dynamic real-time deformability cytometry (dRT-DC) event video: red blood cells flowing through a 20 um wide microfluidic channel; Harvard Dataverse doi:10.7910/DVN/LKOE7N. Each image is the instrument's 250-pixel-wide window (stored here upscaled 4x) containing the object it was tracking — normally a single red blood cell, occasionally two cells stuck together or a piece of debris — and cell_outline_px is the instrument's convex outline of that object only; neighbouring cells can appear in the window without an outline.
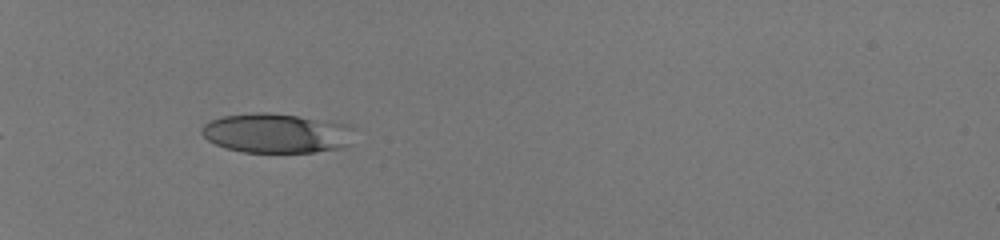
{"species": "human", "species_latin": "Homo sapiens", "temperature_condition": "room temperature", "stored_images_in_passage": 30, "camera_frame_rate_fps": 3000, "um_per_image_px": 0.085, "donor": {"sex": "male"}, "frame": {"image": 1, "passage_image": 1, "time_ms": 0.0, "image_size_px": [1000, 240], "cell_outline_px": [[352, 128], [348, 144], [340, 148], [312, 152], [244, 152], [228, 148], [216, 144], [208, 140], [200, 132], [200, 128], [204, 124], [212, 120], [224, 116], [256, 112], [268, 112], [352, 124]], "centroid_in_image_um": [23.48, 11.31], "position_along_channel_um": 61.5, "area_um2": 34.85}}
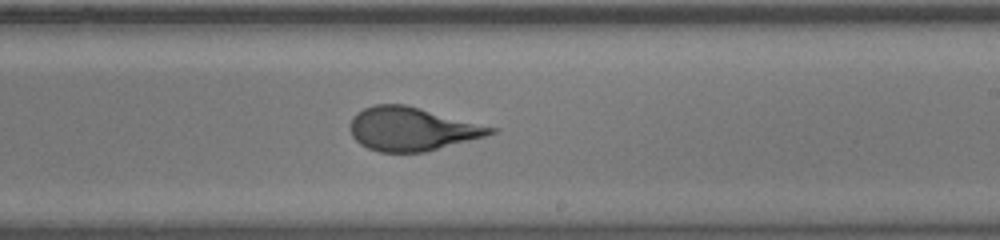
{"frame": {"image": 2, "passage_image": 17, "time_ms": 5.333, "image_size_px": [1000, 240], "cell_outline_px": [[500, 128], [496, 132], [484, 136], [424, 152], [380, 152], [368, 148], [360, 144], [352, 136], [352, 116], [356, 112], [372, 104], [404, 104]], "centroid_in_image_um": [35.02, 10.95], "position_along_channel_um": 254.0, "area_um2": 35.37}}
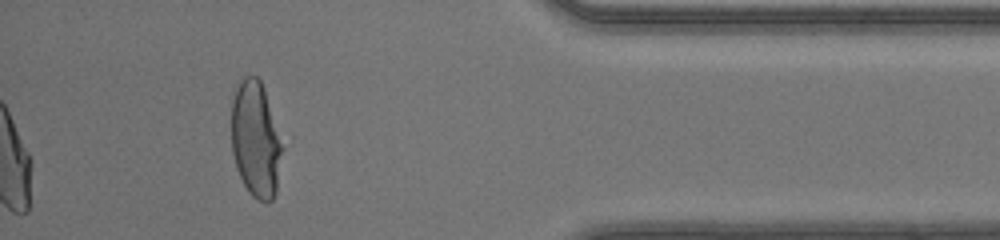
{"frame": {"image": 3, "passage_image": 30, "time_ms": 9.667, "image_size_px": [1000, 240], "cell_outline_px": [[284, 148], [276, 192], [272, 200], [256, 200], [248, 192], [240, 176], [232, 152], [232, 100], [236, 84], [244, 76], [256, 76], [260, 80]], "centroid_in_image_um": [21.73, 11.87], "position_along_channel_um": 413.5, "area_um2": 34.16}, "authors_computed_cell_mechanics": {"area_um2": 35.3736, "velocity_mm_per_s": 4.2082, "shape_relaxation_time_tau1_ms": 4.2671, "shape_relaxation_time_tau2_ms": null, "deformation_change_tau1": 0.2123, "deformation_change_tau2": null}}